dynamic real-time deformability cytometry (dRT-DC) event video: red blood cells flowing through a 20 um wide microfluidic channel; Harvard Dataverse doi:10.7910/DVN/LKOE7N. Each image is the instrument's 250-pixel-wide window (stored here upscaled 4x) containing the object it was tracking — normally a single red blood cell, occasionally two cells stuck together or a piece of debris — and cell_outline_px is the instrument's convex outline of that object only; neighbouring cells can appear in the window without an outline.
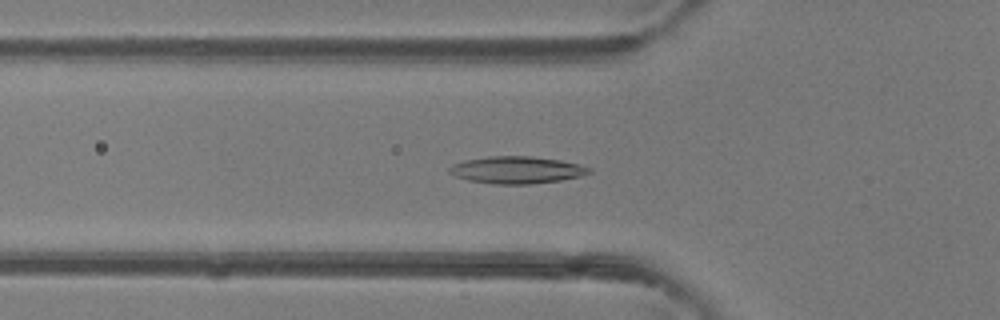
{"species": "common noctule bat (a hibernating species)", "species_latin": "Nyctalus noctula", "temperature_condition": "room temperature", "stored_images_in_passage": 40, "camera_frame_rate_fps": 3000, "um_per_image_px": 0.085, "animal": {"sex": "female"}, "frame": {"image": 1, "passage_image": 8, "time_ms": 2.333, "image_size_px": [1000, 320], "cell_outline_px": [[592, 172], [580, 176], [560, 180], [532, 184], [492, 184], [468, 180], [456, 176], [448, 172], [448, 168], [452, 164], [464, 160], [488, 156], [532, 156], [560, 160], [580, 164], [592, 168]], "centroid_in_image_um": [43.92, 14.44], "position_along_channel_um": 81.9, "area_um2": 22.25}}
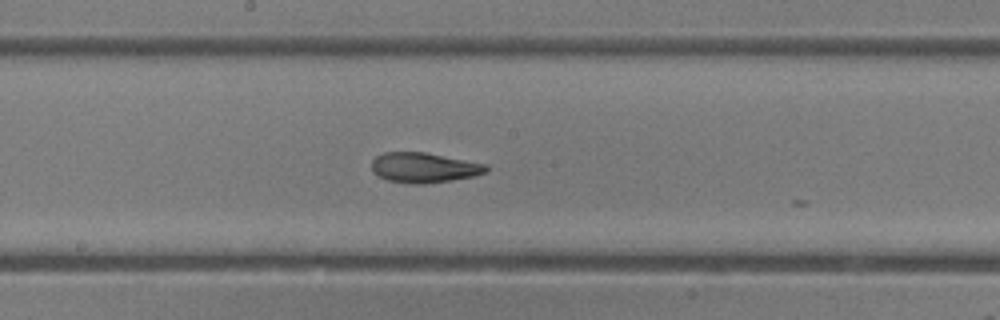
{"frame": {"image": 2, "passage_image": 17, "time_ms": 5.333, "image_size_px": [1000, 320], "cell_outline_px": [[488, 172], [476, 176], [424, 184], [412, 184], [388, 180], [372, 172], [372, 160], [376, 156], [384, 152], [424, 152], [488, 164]], "centroid_in_image_um": [36.06, 14.25], "position_along_channel_um": 212.1, "area_um2": 20.11}}
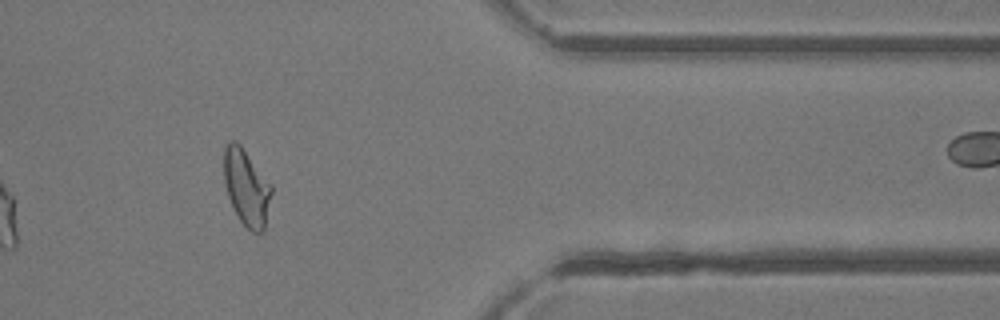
{"frame": {"image": 3, "passage_image": 31, "time_ms": 10.0, "image_size_px": [1000, 320], "cell_outline_px": [[272, 192], [264, 232], [252, 232], [240, 220], [228, 196], [224, 180], [224, 144], [228, 140], [236, 140], [240, 144], [272, 184]], "centroid_in_image_um": [20.96, 15.89], "position_along_channel_um": 390.4, "area_um2": 21.21}, "authors_computed_cell_mechanics": {"area_um2": 21.097, "velocity_mm_per_s": 4.3114, "shape_relaxation_time_tau1_ms": null, "shape_relaxation_time_tau2_ms": 2.1046, "deformation_change_tau1": null, "deformation_change_tau2": 0.0868}}